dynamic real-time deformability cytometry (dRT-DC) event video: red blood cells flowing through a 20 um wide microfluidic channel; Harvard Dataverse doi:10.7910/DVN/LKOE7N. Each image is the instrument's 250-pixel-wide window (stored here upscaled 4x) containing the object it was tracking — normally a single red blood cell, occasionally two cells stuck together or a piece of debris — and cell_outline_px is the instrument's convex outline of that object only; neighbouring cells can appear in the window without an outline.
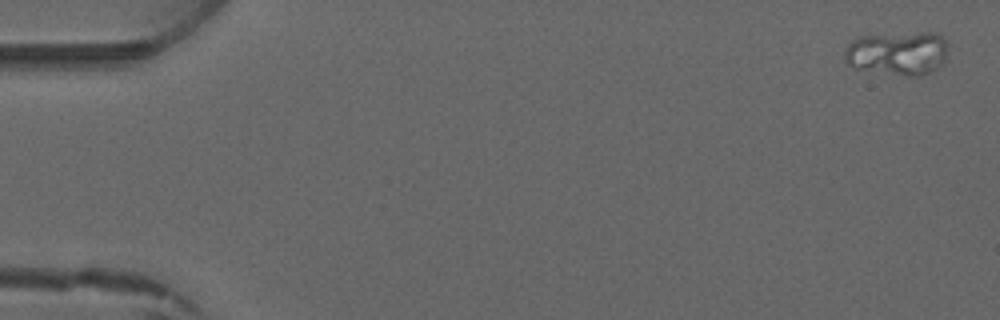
{"species": "common noctule bat (a hibernating species)", "species_latin": "Nyctalus noctula", "temperature_condition": "warm", "stored_images_in_passage": 4, "camera_frame_rate_fps": 3000, "um_per_image_px": 0.085, "animal": {"sex": "male", "forearm_length_mm": 52.5}, "frame": {"image": 1, "passage_image": 1, "time_ms": 0.0, "image_size_px": [1000, 320], "cell_outline_px": [[948, 44], [944, 64], [928, 72], [916, 76], [908, 76], [856, 68], [848, 64], [844, 60], [844, 52], [848, 44], [852, 40], [860, 36], [920, 32], [936, 32]], "centroid_in_image_um": [76.3, 4.51], "position_along_channel_um": 8.7, "area_um2": 26.36}}
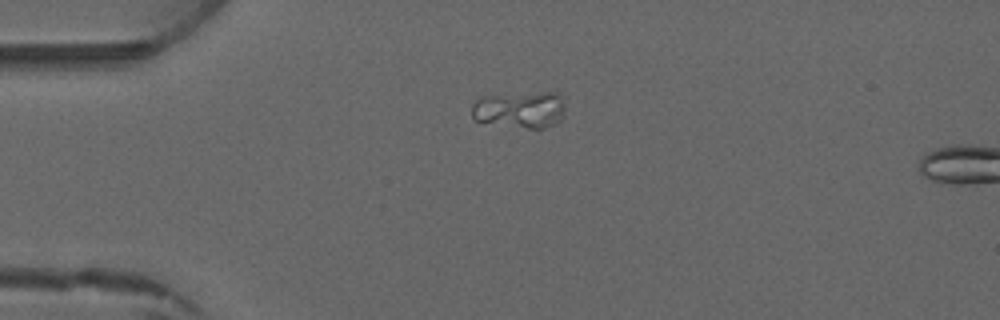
{"frame": {"image": 2, "passage_image": 3, "time_ms": 3.333, "image_size_px": [1000, 320], "cell_outline_px": [[564, 116], [556, 124], [544, 128], [528, 128], [476, 120], [472, 116], [472, 104], [480, 96], [544, 92], [556, 92], [560, 96], [564, 104]], "centroid_in_image_um": [44.23, 9.31], "position_along_channel_um": 40.8, "area_um2": 19.83}}